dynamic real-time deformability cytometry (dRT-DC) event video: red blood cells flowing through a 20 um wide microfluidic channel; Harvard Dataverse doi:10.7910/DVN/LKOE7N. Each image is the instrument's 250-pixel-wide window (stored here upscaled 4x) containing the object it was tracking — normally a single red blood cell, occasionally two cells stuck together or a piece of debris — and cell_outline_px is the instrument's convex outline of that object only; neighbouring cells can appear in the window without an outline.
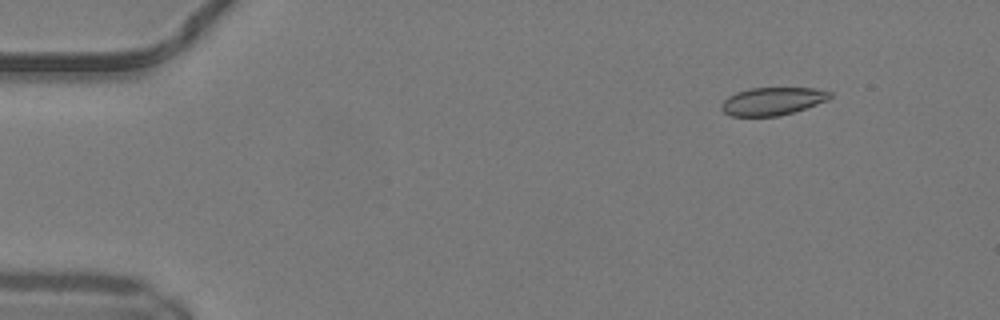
{"species": "common noctule bat (a hibernating species)", "species_latin": "Nyctalus noctula", "temperature_condition": "warm", "stored_images_in_passage": 50, "camera_frame_rate_fps": 3000, "um_per_image_px": 0.085, "animal": {"sex": "male", "body_mass_g": 19.2, "forearm_length_mm": 51.8}, "frame": {"image": 1, "passage_image": 6, "time_ms": 1.667, "image_size_px": [1000, 320], "cell_outline_px": [[832, 96], [828, 100], [780, 116], [732, 116], [724, 112], [720, 108], [720, 104], [728, 96], [736, 92], [748, 88], [816, 88], [832, 92]], "centroid_in_image_um": [65.64, 8.59], "position_along_channel_um": 19.4, "area_um2": 17.63}}
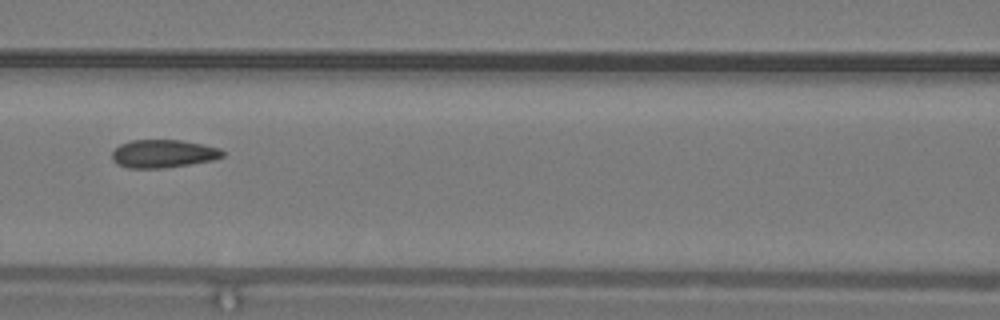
{"frame": {"image": 2, "passage_image": 23, "time_ms": 7.333, "image_size_px": [1000, 320], "cell_outline_px": [[224, 156], [212, 160], [164, 168], [128, 168], [116, 164], [112, 160], [112, 152], [120, 144], [132, 140], [180, 140], [204, 144], [220, 148], [224, 152]], "centroid_in_image_um": [13.86, 13.06], "position_along_channel_um": 152.7, "area_um2": 18.09}}
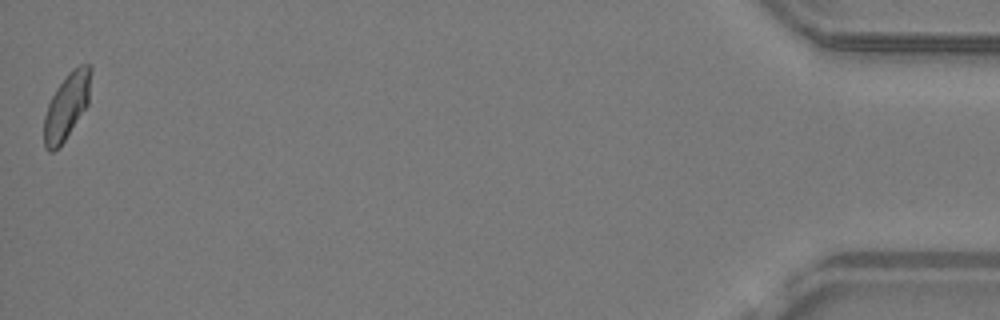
{"frame": {"image": 3, "passage_image": 50, "time_ms": 16.333, "image_size_px": [1000, 320], "cell_outline_px": [[92, 72], [88, 104], [60, 148], [52, 152], [48, 152], [44, 148], [44, 116], [48, 104], [56, 88], [68, 72], [72, 68], [80, 64], [88, 64], [92, 68]], "centroid_in_image_um": [5.67, 9.03], "position_along_channel_um": 429.5, "area_um2": 18.32}, "authors_computed_cell_mechanics": {"area_um2": 18.207, "velocity_mm_per_s": 4.1579, "shape_relaxation_time_tau1_ms": null, "shape_relaxation_time_tau2_ms": 1.2116, "deformation_change_tau1": null, "deformation_change_tau2": 0.0431}}